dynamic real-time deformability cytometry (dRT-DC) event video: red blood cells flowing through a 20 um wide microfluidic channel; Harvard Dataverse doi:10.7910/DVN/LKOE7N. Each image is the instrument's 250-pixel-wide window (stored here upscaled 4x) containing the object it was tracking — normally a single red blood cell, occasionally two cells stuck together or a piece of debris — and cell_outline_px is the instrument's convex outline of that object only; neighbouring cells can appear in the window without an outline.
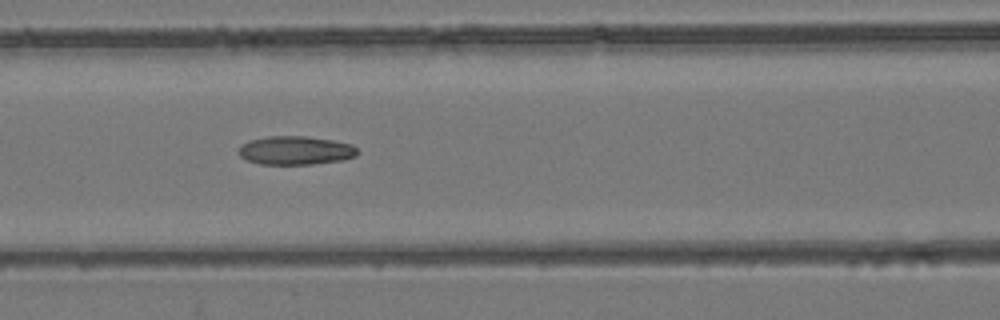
{"species": "common noctule bat (a hibernating species)", "species_latin": "Nyctalus noctula", "temperature_condition": "room temperature", "stored_images_in_passage": 9, "camera_frame_rate_fps": 3000, "um_per_image_px": 0.085, "animal": {"sex": "female", "body_mass_g": 24.6, "forearm_length_mm": 56.2}, "frame": {"image": 1, "passage_image": 6, "time_ms": 6.667, "image_size_px": [1000, 320], "cell_outline_px": [[360, 152], [356, 156], [344, 160], [312, 164], [260, 164], [248, 160], [240, 156], [236, 152], [240, 144], [248, 140], [268, 136], [308, 136], [332, 140], [352, 144]], "centroid_in_image_um": [25.1, 12.78], "position_along_channel_um": 141.5, "area_um2": 20.11}}
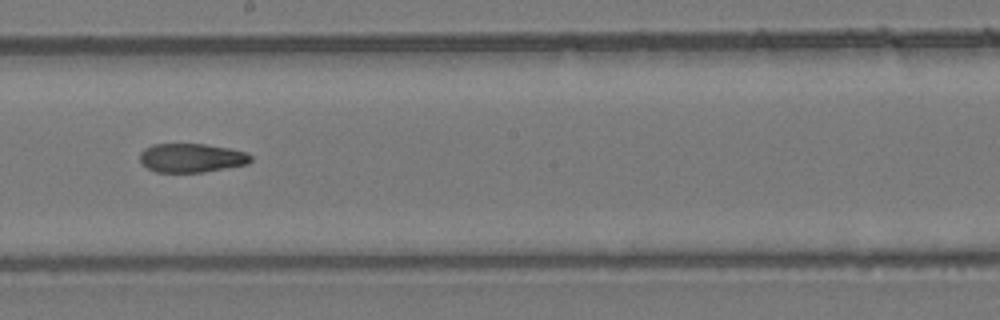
{"frame": {"image": 2, "passage_image": 8, "time_ms": 9.0, "image_size_px": [1000, 320], "cell_outline_px": [[252, 160], [248, 164], [228, 168], [204, 172], [156, 172], [148, 168], [140, 160], [140, 152], [144, 148], [152, 144], [204, 144], [232, 148], [244, 152], [252, 156]], "centroid_in_image_um": [16.3, 13.42], "position_along_channel_um": 231.9, "area_um2": 18.79}}
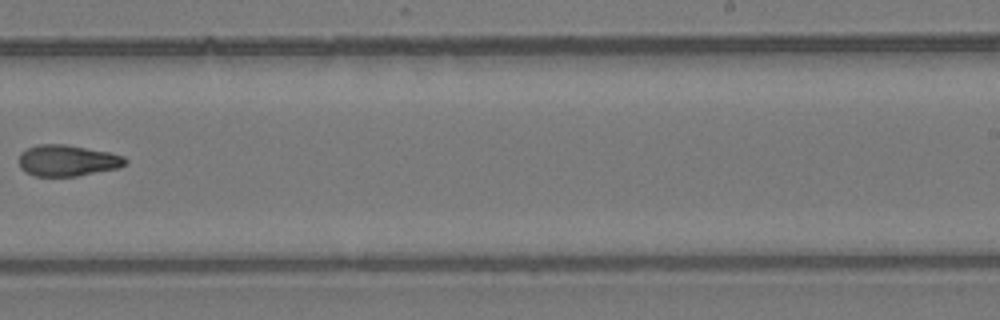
{"frame": {"image": 3, "passage_image": 9, "time_ms": 10.333, "image_size_px": [1000, 320], "cell_outline_px": [[128, 160], [120, 168], [76, 176], [32, 176], [24, 172], [20, 168], [20, 152], [36, 144], [64, 144], [108, 152], [124, 156]], "centroid_in_image_um": [5.71, 13.65], "position_along_channel_um": 283.3, "area_um2": 19.42}}